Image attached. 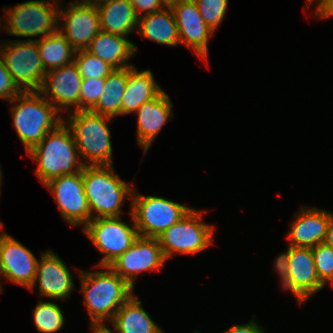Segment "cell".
<instances>
[{"label": "cell", "mask_w": 333, "mask_h": 333, "mask_svg": "<svg viewBox=\"0 0 333 333\" xmlns=\"http://www.w3.org/2000/svg\"><path fill=\"white\" fill-rule=\"evenodd\" d=\"M95 272H79L81 291L91 325H105L113 320L117 310L134 294V289L109 266Z\"/></svg>", "instance_id": "obj_1"}, {"label": "cell", "mask_w": 333, "mask_h": 333, "mask_svg": "<svg viewBox=\"0 0 333 333\" xmlns=\"http://www.w3.org/2000/svg\"><path fill=\"white\" fill-rule=\"evenodd\" d=\"M10 104H15L10 108L12 125L25 146L26 153L39 144L48 132L64 122L56 107L39 91L20 92Z\"/></svg>", "instance_id": "obj_2"}, {"label": "cell", "mask_w": 333, "mask_h": 333, "mask_svg": "<svg viewBox=\"0 0 333 333\" xmlns=\"http://www.w3.org/2000/svg\"><path fill=\"white\" fill-rule=\"evenodd\" d=\"M27 155L38 164L35 173L43 184L53 178L79 172L85 165L78 159L74 136L65 122L48 132Z\"/></svg>", "instance_id": "obj_3"}, {"label": "cell", "mask_w": 333, "mask_h": 333, "mask_svg": "<svg viewBox=\"0 0 333 333\" xmlns=\"http://www.w3.org/2000/svg\"><path fill=\"white\" fill-rule=\"evenodd\" d=\"M113 167L84 165L82 169L91 219L121 217L123 202L127 196L131 200L134 188L122 180Z\"/></svg>", "instance_id": "obj_4"}, {"label": "cell", "mask_w": 333, "mask_h": 333, "mask_svg": "<svg viewBox=\"0 0 333 333\" xmlns=\"http://www.w3.org/2000/svg\"><path fill=\"white\" fill-rule=\"evenodd\" d=\"M66 118L64 122L72 131L79 156L87 161L85 165H113L111 132L107 123L112 117L79 110Z\"/></svg>", "instance_id": "obj_5"}, {"label": "cell", "mask_w": 333, "mask_h": 333, "mask_svg": "<svg viewBox=\"0 0 333 333\" xmlns=\"http://www.w3.org/2000/svg\"><path fill=\"white\" fill-rule=\"evenodd\" d=\"M135 190L131 197V213L140 237L158 238L192 209L164 197L144 196Z\"/></svg>", "instance_id": "obj_6"}, {"label": "cell", "mask_w": 333, "mask_h": 333, "mask_svg": "<svg viewBox=\"0 0 333 333\" xmlns=\"http://www.w3.org/2000/svg\"><path fill=\"white\" fill-rule=\"evenodd\" d=\"M203 214V210L192 208L157 238L166 260L174 254L203 252L213 244L215 227L202 222Z\"/></svg>", "instance_id": "obj_7"}, {"label": "cell", "mask_w": 333, "mask_h": 333, "mask_svg": "<svg viewBox=\"0 0 333 333\" xmlns=\"http://www.w3.org/2000/svg\"><path fill=\"white\" fill-rule=\"evenodd\" d=\"M30 0L6 8L5 30L20 37H45L58 30L59 0ZM56 3V4H55ZM8 17V18H7Z\"/></svg>", "instance_id": "obj_8"}, {"label": "cell", "mask_w": 333, "mask_h": 333, "mask_svg": "<svg viewBox=\"0 0 333 333\" xmlns=\"http://www.w3.org/2000/svg\"><path fill=\"white\" fill-rule=\"evenodd\" d=\"M11 41L6 40L0 45V54L15 85L21 92L40 91L46 72L37 39Z\"/></svg>", "instance_id": "obj_9"}, {"label": "cell", "mask_w": 333, "mask_h": 333, "mask_svg": "<svg viewBox=\"0 0 333 333\" xmlns=\"http://www.w3.org/2000/svg\"><path fill=\"white\" fill-rule=\"evenodd\" d=\"M129 215L132 225L122 221L121 217H109L91 219L83 227L84 234L104 255L96 266H109L139 238L131 211Z\"/></svg>", "instance_id": "obj_10"}, {"label": "cell", "mask_w": 333, "mask_h": 333, "mask_svg": "<svg viewBox=\"0 0 333 333\" xmlns=\"http://www.w3.org/2000/svg\"><path fill=\"white\" fill-rule=\"evenodd\" d=\"M44 186L53 193L52 198L56 200L61 217L70 225L84 227L91 220L82 170L53 178Z\"/></svg>", "instance_id": "obj_11"}, {"label": "cell", "mask_w": 333, "mask_h": 333, "mask_svg": "<svg viewBox=\"0 0 333 333\" xmlns=\"http://www.w3.org/2000/svg\"><path fill=\"white\" fill-rule=\"evenodd\" d=\"M165 262L158 239L139 236L109 267L134 289L138 274L144 271H160Z\"/></svg>", "instance_id": "obj_12"}, {"label": "cell", "mask_w": 333, "mask_h": 333, "mask_svg": "<svg viewBox=\"0 0 333 333\" xmlns=\"http://www.w3.org/2000/svg\"><path fill=\"white\" fill-rule=\"evenodd\" d=\"M169 6L175 16L181 45L207 62L209 38L215 32L204 22L197 4L193 0H174Z\"/></svg>", "instance_id": "obj_13"}, {"label": "cell", "mask_w": 333, "mask_h": 333, "mask_svg": "<svg viewBox=\"0 0 333 333\" xmlns=\"http://www.w3.org/2000/svg\"><path fill=\"white\" fill-rule=\"evenodd\" d=\"M61 7L58 14V30L71 43L75 51L86 50L93 38L101 31L97 7L73 1L66 7L67 9ZM62 22L65 23L62 24ZM61 24L64 26L61 27Z\"/></svg>", "instance_id": "obj_14"}, {"label": "cell", "mask_w": 333, "mask_h": 333, "mask_svg": "<svg viewBox=\"0 0 333 333\" xmlns=\"http://www.w3.org/2000/svg\"><path fill=\"white\" fill-rule=\"evenodd\" d=\"M82 80L83 78L73 62L47 71L39 92L59 112H67V109H70L71 106L75 108L73 111H79Z\"/></svg>", "instance_id": "obj_15"}, {"label": "cell", "mask_w": 333, "mask_h": 333, "mask_svg": "<svg viewBox=\"0 0 333 333\" xmlns=\"http://www.w3.org/2000/svg\"><path fill=\"white\" fill-rule=\"evenodd\" d=\"M38 260L4 230L0 233V271L8 281L29 289L35 279Z\"/></svg>", "instance_id": "obj_16"}, {"label": "cell", "mask_w": 333, "mask_h": 333, "mask_svg": "<svg viewBox=\"0 0 333 333\" xmlns=\"http://www.w3.org/2000/svg\"><path fill=\"white\" fill-rule=\"evenodd\" d=\"M37 263L35 279L31 291L38 283L40 296L63 300L69 298L75 289L73 275L62 259L53 250L41 252Z\"/></svg>", "instance_id": "obj_17"}, {"label": "cell", "mask_w": 333, "mask_h": 333, "mask_svg": "<svg viewBox=\"0 0 333 333\" xmlns=\"http://www.w3.org/2000/svg\"><path fill=\"white\" fill-rule=\"evenodd\" d=\"M324 287L316 273L312 248L290 246L288 282L282 288L290 290L301 304Z\"/></svg>", "instance_id": "obj_18"}, {"label": "cell", "mask_w": 333, "mask_h": 333, "mask_svg": "<svg viewBox=\"0 0 333 333\" xmlns=\"http://www.w3.org/2000/svg\"><path fill=\"white\" fill-rule=\"evenodd\" d=\"M292 220L287 235L290 246L315 247L324 243L333 213L314 207H303Z\"/></svg>", "instance_id": "obj_19"}, {"label": "cell", "mask_w": 333, "mask_h": 333, "mask_svg": "<svg viewBox=\"0 0 333 333\" xmlns=\"http://www.w3.org/2000/svg\"><path fill=\"white\" fill-rule=\"evenodd\" d=\"M137 115V141L143 148L144 156L162 130L173 117L172 102L163 90L156 98L143 103L135 112Z\"/></svg>", "instance_id": "obj_20"}, {"label": "cell", "mask_w": 333, "mask_h": 333, "mask_svg": "<svg viewBox=\"0 0 333 333\" xmlns=\"http://www.w3.org/2000/svg\"><path fill=\"white\" fill-rule=\"evenodd\" d=\"M86 50L115 69H121L134 66L128 64V61L137 52L138 47L127 37L101 30Z\"/></svg>", "instance_id": "obj_21"}, {"label": "cell", "mask_w": 333, "mask_h": 333, "mask_svg": "<svg viewBox=\"0 0 333 333\" xmlns=\"http://www.w3.org/2000/svg\"><path fill=\"white\" fill-rule=\"evenodd\" d=\"M163 89L154 80L151 70L138 71L128 67V79L121 102V116L131 114L148 101L156 98Z\"/></svg>", "instance_id": "obj_22"}, {"label": "cell", "mask_w": 333, "mask_h": 333, "mask_svg": "<svg viewBox=\"0 0 333 333\" xmlns=\"http://www.w3.org/2000/svg\"><path fill=\"white\" fill-rule=\"evenodd\" d=\"M142 38L166 45H181L174 13L168 5L165 8L139 18L137 31Z\"/></svg>", "instance_id": "obj_23"}, {"label": "cell", "mask_w": 333, "mask_h": 333, "mask_svg": "<svg viewBox=\"0 0 333 333\" xmlns=\"http://www.w3.org/2000/svg\"><path fill=\"white\" fill-rule=\"evenodd\" d=\"M97 9L101 30L124 37L137 30L139 17L130 0H108Z\"/></svg>", "instance_id": "obj_24"}, {"label": "cell", "mask_w": 333, "mask_h": 333, "mask_svg": "<svg viewBox=\"0 0 333 333\" xmlns=\"http://www.w3.org/2000/svg\"><path fill=\"white\" fill-rule=\"evenodd\" d=\"M111 323L116 333H164L134 294L117 310Z\"/></svg>", "instance_id": "obj_25"}, {"label": "cell", "mask_w": 333, "mask_h": 333, "mask_svg": "<svg viewBox=\"0 0 333 333\" xmlns=\"http://www.w3.org/2000/svg\"><path fill=\"white\" fill-rule=\"evenodd\" d=\"M128 79V67L113 70L105 79V88L90 111L115 118L121 115V102Z\"/></svg>", "instance_id": "obj_26"}, {"label": "cell", "mask_w": 333, "mask_h": 333, "mask_svg": "<svg viewBox=\"0 0 333 333\" xmlns=\"http://www.w3.org/2000/svg\"><path fill=\"white\" fill-rule=\"evenodd\" d=\"M37 47L45 72L74 61L76 51L59 30L43 38H37Z\"/></svg>", "instance_id": "obj_27"}, {"label": "cell", "mask_w": 333, "mask_h": 333, "mask_svg": "<svg viewBox=\"0 0 333 333\" xmlns=\"http://www.w3.org/2000/svg\"><path fill=\"white\" fill-rule=\"evenodd\" d=\"M33 320L38 332L55 333L64 326V315L58 304L38 301L33 309Z\"/></svg>", "instance_id": "obj_28"}, {"label": "cell", "mask_w": 333, "mask_h": 333, "mask_svg": "<svg viewBox=\"0 0 333 333\" xmlns=\"http://www.w3.org/2000/svg\"><path fill=\"white\" fill-rule=\"evenodd\" d=\"M73 62L83 79H106L115 70L109 63L104 62L87 50L76 51Z\"/></svg>", "instance_id": "obj_29"}, {"label": "cell", "mask_w": 333, "mask_h": 333, "mask_svg": "<svg viewBox=\"0 0 333 333\" xmlns=\"http://www.w3.org/2000/svg\"><path fill=\"white\" fill-rule=\"evenodd\" d=\"M312 252L318 278L324 285L328 283L333 288V247L320 243L312 247Z\"/></svg>", "instance_id": "obj_30"}, {"label": "cell", "mask_w": 333, "mask_h": 333, "mask_svg": "<svg viewBox=\"0 0 333 333\" xmlns=\"http://www.w3.org/2000/svg\"><path fill=\"white\" fill-rule=\"evenodd\" d=\"M206 25L214 32L220 27L227 12L228 0H193Z\"/></svg>", "instance_id": "obj_31"}, {"label": "cell", "mask_w": 333, "mask_h": 333, "mask_svg": "<svg viewBox=\"0 0 333 333\" xmlns=\"http://www.w3.org/2000/svg\"><path fill=\"white\" fill-rule=\"evenodd\" d=\"M105 79H83L80 86V110H90L103 94Z\"/></svg>", "instance_id": "obj_32"}, {"label": "cell", "mask_w": 333, "mask_h": 333, "mask_svg": "<svg viewBox=\"0 0 333 333\" xmlns=\"http://www.w3.org/2000/svg\"><path fill=\"white\" fill-rule=\"evenodd\" d=\"M21 91L15 85L11 74L6 69L3 58L0 54V99L10 102Z\"/></svg>", "instance_id": "obj_33"}, {"label": "cell", "mask_w": 333, "mask_h": 333, "mask_svg": "<svg viewBox=\"0 0 333 333\" xmlns=\"http://www.w3.org/2000/svg\"><path fill=\"white\" fill-rule=\"evenodd\" d=\"M130 2L139 18L169 5L166 0H130Z\"/></svg>", "instance_id": "obj_34"}, {"label": "cell", "mask_w": 333, "mask_h": 333, "mask_svg": "<svg viewBox=\"0 0 333 333\" xmlns=\"http://www.w3.org/2000/svg\"><path fill=\"white\" fill-rule=\"evenodd\" d=\"M289 256H290V245L287 247V251L279 254L275 259L274 267L275 272L281 279V286H285L288 282V271H289Z\"/></svg>", "instance_id": "obj_35"}, {"label": "cell", "mask_w": 333, "mask_h": 333, "mask_svg": "<svg viewBox=\"0 0 333 333\" xmlns=\"http://www.w3.org/2000/svg\"><path fill=\"white\" fill-rule=\"evenodd\" d=\"M253 318L254 320L249 321L247 324H235L228 330H225L223 333H264V328L255 322V316Z\"/></svg>", "instance_id": "obj_36"}, {"label": "cell", "mask_w": 333, "mask_h": 333, "mask_svg": "<svg viewBox=\"0 0 333 333\" xmlns=\"http://www.w3.org/2000/svg\"><path fill=\"white\" fill-rule=\"evenodd\" d=\"M314 14L318 19L331 18L333 16V0H320Z\"/></svg>", "instance_id": "obj_37"}, {"label": "cell", "mask_w": 333, "mask_h": 333, "mask_svg": "<svg viewBox=\"0 0 333 333\" xmlns=\"http://www.w3.org/2000/svg\"><path fill=\"white\" fill-rule=\"evenodd\" d=\"M324 243L333 247V217L329 221Z\"/></svg>", "instance_id": "obj_38"}, {"label": "cell", "mask_w": 333, "mask_h": 333, "mask_svg": "<svg viewBox=\"0 0 333 333\" xmlns=\"http://www.w3.org/2000/svg\"><path fill=\"white\" fill-rule=\"evenodd\" d=\"M92 333H115L106 325H91Z\"/></svg>", "instance_id": "obj_39"}, {"label": "cell", "mask_w": 333, "mask_h": 333, "mask_svg": "<svg viewBox=\"0 0 333 333\" xmlns=\"http://www.w3.org/2000/svg\"><path fill=\"white\" fill-rule=\"evenodd\" d=\"M107 1L108 0H81V1L76 0V1H73V2L84 4V5H90V6H93V7H98V6L104 4Z\"/></svg>", "instance_id": "obj_40"}, {"label": "cell", "mask_w": 333, "mask_h": 333, "mask_svg": "<svg viewBox=\"0 0 333 333\" xmlns=\"http://www.w3.org/2000/svg\"><path fill=\"white\" fill-rule=\"evenodd\" d=\"M306 1V5L308 6V8L312 5V3L314 2V1H316V2H319L320 0H305Z\"/></svg>", "instance_id": "obj_41"}, {"label": "cell", "mask_w": 333, "mask_h": 333, "mask_svg": "<svg viewBox=\"0 0 333 333\" xmlns=\"http://www.w3.org/2000/svg\"><path fill=\"white\" fill-rule=\"evenodd\" d=\"M2 176L3 175H2L1 166H0V187H1V184H2ZM0 194H1V190H0Z\"/></svg>", "instance_id": "obj_42"}, {"label": "cell", "mask_w": 333, "mask_h": 333, "mask_svg": "<svg viewBox=\"0 0 333 333\" xmlns=\"http://www.w3.org/2000/svg\"><path fill=\"white\" fill-rule=\"evenodd\" d=\"M1 277H3V276L1 275V271H0V280H1ZM1 285H2V284H1V282H0V292H3V291H2L3 288H2Z\"/></svg>", "instance_id": "obj_43"}, {"label": "cell", "mask_w": 333, "mask_h": 333, "mask_svg": "<svg viewBox=\"0 0 333 333\" xmlns=\"http://www.w3.org/2000/svg\"><path fill=\"white\" fill-rule=\"evenodd\" d=\"M3 225H4V224L0 221V230L4 229ZM0 232H1V231H0Z\"/></svg>", "instance_id": "obj_44"}]
</instances>
